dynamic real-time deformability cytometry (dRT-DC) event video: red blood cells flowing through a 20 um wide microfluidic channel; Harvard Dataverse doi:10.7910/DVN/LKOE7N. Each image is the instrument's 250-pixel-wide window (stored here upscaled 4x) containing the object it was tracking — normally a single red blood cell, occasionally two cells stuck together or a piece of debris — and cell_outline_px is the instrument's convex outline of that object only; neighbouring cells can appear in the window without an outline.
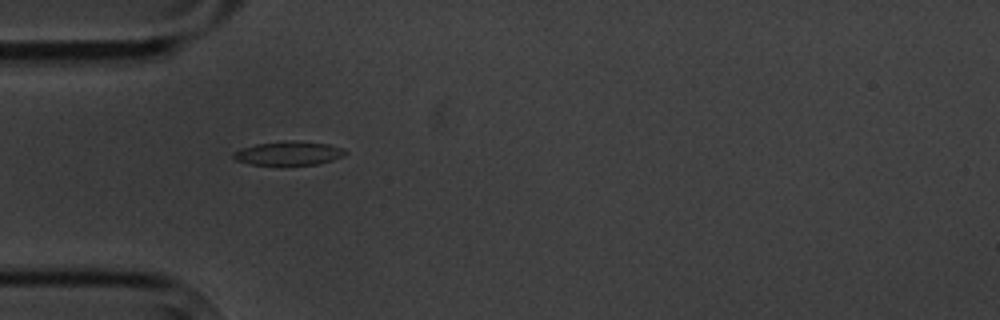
{"species": "common noctule bat (a hibernating species)", "species_latin": "Nyctalus noctula", "temperature_condition": "cold", "stored_images_in_passage": 4, "camera_frame_rate_fps": 3000, "um_per_image_px": 0.085, "animal": {"sex": "male", "body_mass_g": 20.1, "forearm_length_mm": 53.5}, "frame": {"image": 1, "passage_image": 3, "time_ms": 2.333, "image_size_px": [1000, 320], "cell_outline_px": [[348, 152], [344, 156], [332, 160], [316, 164], [280, 168], [252, 164], [236, 160], [232, 156], [232, 152], [240, 148], [256, 144], [284, 140], [296, 140], [328, 144], [344, 148]], "centroid_in_image_um": [24.52, 13.06], "position_along_channel_um": 60.5, "area_um2": 16.47}}
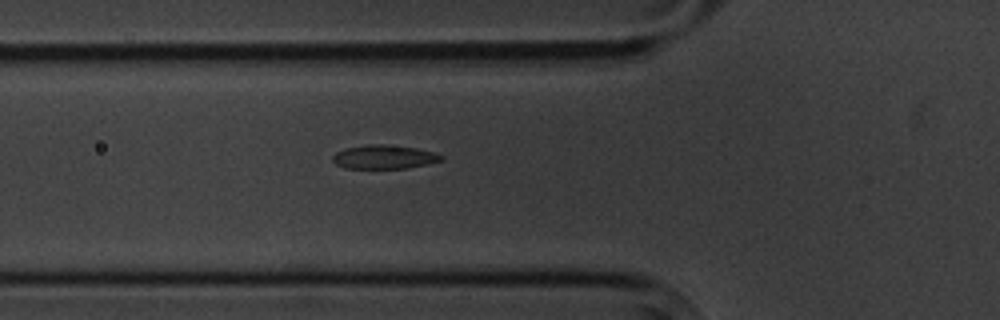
{"frame": {"image": 2, "passage_image": 4, "time_ms": 3.333, "image_size_px": [1000, 320], "cell_outline_px": [[444, 160], [428, 164], [408, 168], [344, 168], [336, 164], [332, 160], [332, 156], [336, 152], [344, 148], [368, 144], [388, 144], [416, 148], [432, 152], [444, 156]], "centroid_in_image_um": [32.64, 13.33], "position_along_channel_um": 93.2, "area_um2": 15.2}}